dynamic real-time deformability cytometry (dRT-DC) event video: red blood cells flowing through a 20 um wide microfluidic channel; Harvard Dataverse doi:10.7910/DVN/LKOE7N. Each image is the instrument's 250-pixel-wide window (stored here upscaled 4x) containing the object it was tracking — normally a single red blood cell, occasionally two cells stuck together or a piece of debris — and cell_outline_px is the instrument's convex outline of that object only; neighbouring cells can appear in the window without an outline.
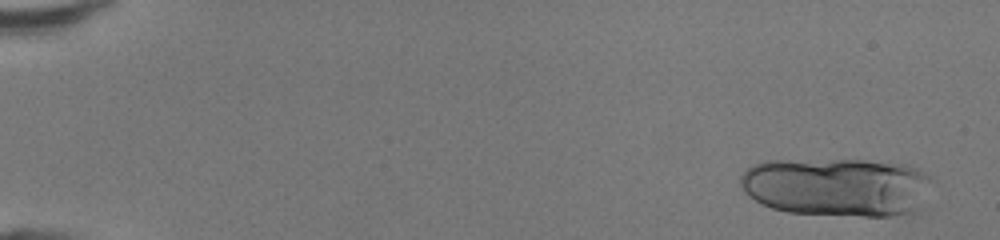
{"species": "human", "species_latin": "Homo sapiens", "temperature_condition": "room temperature", "stored_images_in_passage": 18, "camera_frame_rate_fps": 3000, "um_per_image_px": 0.085, "donor": {"sex": "female"}, "frame": {"image": 1, "passage_image": 3, "time_ms": 0.667, "image_size_px": [1000, 240], "cell_outline_px": [[932, 176], [912, 212], [892, 216], [864, 216], [788, 212], [772, 208], [760, 204], [748, 196], [744, 192], [740, 184], [740, 176], [752, 164], [764, 160], [864, 160], [908, 164]], "centroid_in_image_um": [71.03, 15.86], "position_along_channel_um": 14.0, "area_um2": 65.31}}